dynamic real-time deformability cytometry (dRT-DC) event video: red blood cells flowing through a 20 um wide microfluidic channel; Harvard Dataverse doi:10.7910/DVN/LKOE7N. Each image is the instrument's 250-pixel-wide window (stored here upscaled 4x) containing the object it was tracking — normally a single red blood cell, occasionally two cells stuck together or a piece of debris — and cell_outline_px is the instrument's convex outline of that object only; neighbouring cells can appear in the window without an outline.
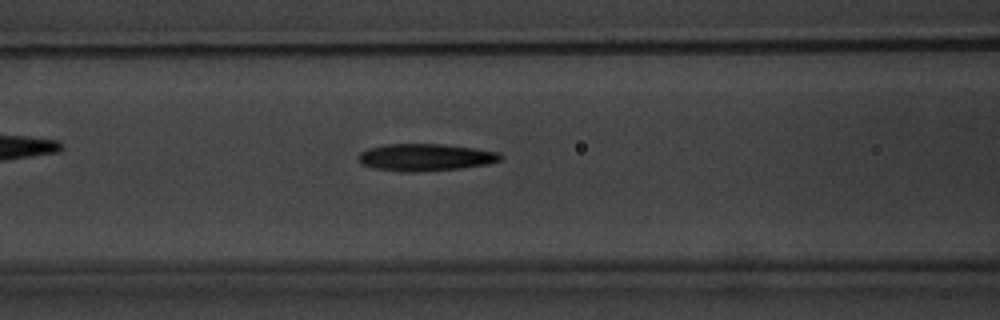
{"species": "common noctule bat (a hibernating species)", "species_latin": "Nyctalus noctula", "temperature_condition": "warm", "stored_images_in_passage": 59, "segment_of_instrument_passage": [1, 2], "camera_frame_rate_fps": 3000, "um_per_image_px": 0.085, "animal": {"sex": "male", "body_mass_g": 20.1, "forearm_length_mm": 53.5}, "frame": {"image": 1, "passage_image": 25, "time_ms": 8.0, "image_size_px": [1000, 320], "cell_outline_px": [[500, 160], [484, 164], [460, 168], [420, 172], [400, 172], [372, 168], [360, 164], [360, 152], [368, 148], [384, 144], [440, 144], [472, 148], [496, 152], [500, 156]], "centroid_in_image_um": [36.06, 13.38], "position_along_channel_um": 130.5, "area_um2": 22.25}}
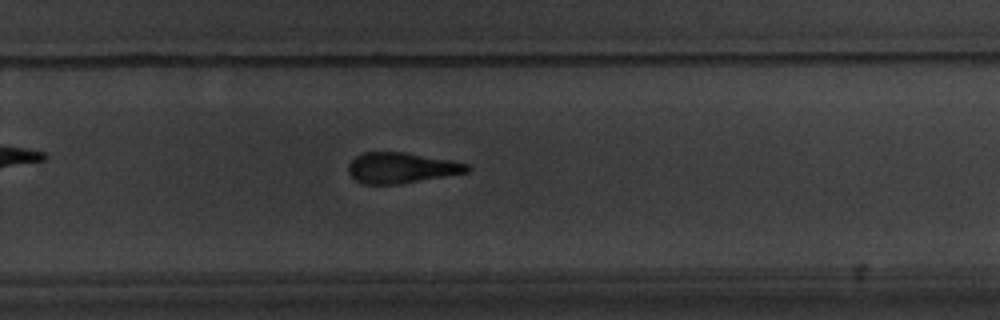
{"frame": {"image": 2, "passage_image": 39, "time_ms": 12.667, "image_size_px": [1000, 320], "cell_outline_px": [[472, 168], [468, 172], [400, 184], [364, 184], [356, 180], [348, 172], [348, 164], [356, 156], [364, 152], [404, 152], [448, 160], [468, 164]], "centroid_in_image_um": [34.1, 14.27], "position_along_channel_um": 295.7, "area_um2": 21.04}}
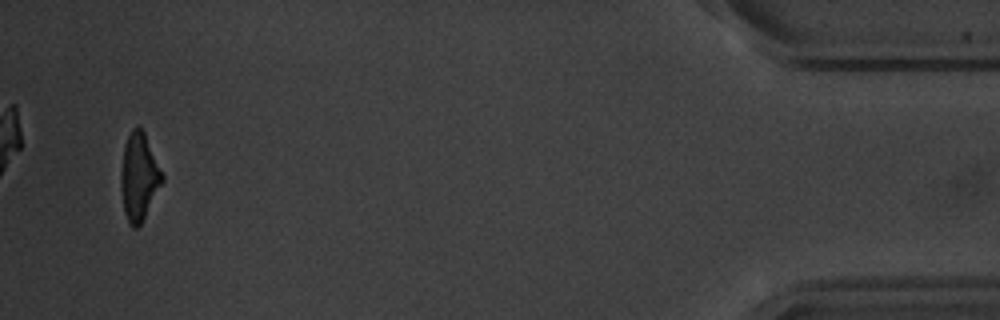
{"frame": {"image": 3, "passage_image": 56, "time_ms": 18.333, "image_size_px": [1000, 320], "cell_outline_px": [[164, 180], [140, 224], [136, 228], [132, 228], [128, 224], [124, 212], [120, 188], [120, 176], [124, 144], [132, 128], [136, 124], [140, 124], [144, 132], [164, 176]], "centroid_in_image_um": [11.79, 15.01], "position_along_channel_um": 423.4, "area_um2": 21.1}}